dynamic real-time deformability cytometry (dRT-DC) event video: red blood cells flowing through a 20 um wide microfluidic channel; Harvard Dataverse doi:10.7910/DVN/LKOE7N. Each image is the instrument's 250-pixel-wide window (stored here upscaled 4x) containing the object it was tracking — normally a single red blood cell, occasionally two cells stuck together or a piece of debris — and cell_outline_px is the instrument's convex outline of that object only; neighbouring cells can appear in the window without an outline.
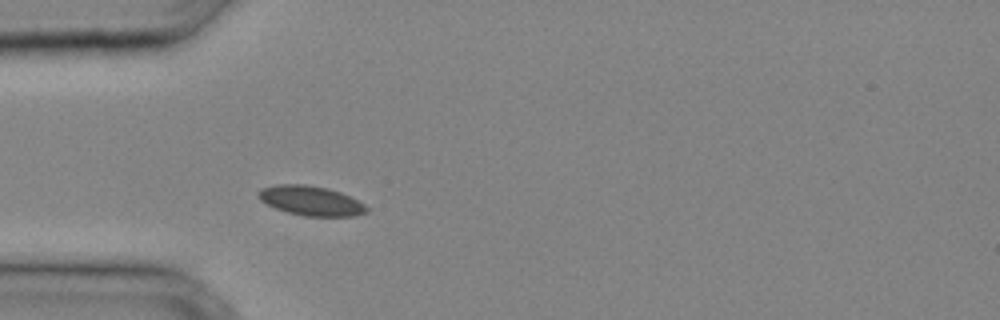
{"species": "common noctule bat (a hibernating species)", "species_latin": "Nyctalus noctula", "temperature_condition": "cold", "stored_images_in_passage": 29, "camera_frame_rate_fps": 3000, "um_per_image_px": 0.085, "animal": {"sex": "male", "body_mass_g": 20.4}, "frame": {"image": 1, "passage_image": 5, "time_ms": 1.333, "image_size_px": [1000, 320], "cell_outline_px": [[368, 212], [352, 216], [304, 216], [288, 212], [276, 208], [260, 200], [260, 188], [276, 184], [304, 184], [328, 188], [340, 192], [364, 204], [368, 208]], "centroid_in_image_um": [26.43, 17.06], "position_along_channel_um": 58.6, "area_um2": 18.44}}
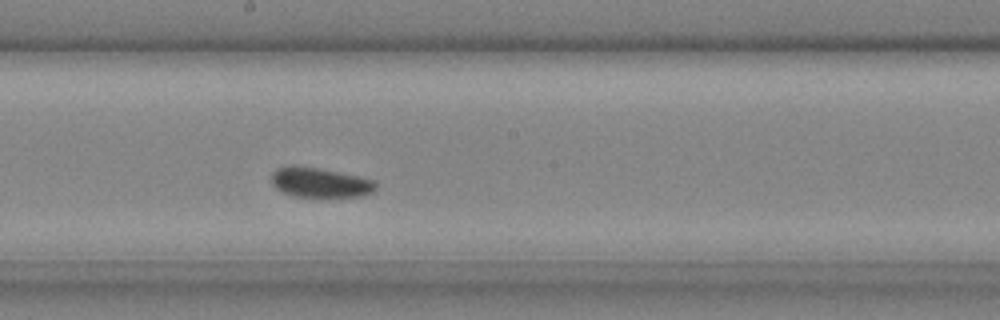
{"frame": {"image": 2, "passage_image": 14, "time_ms": 4.333, "image_size_px": [1000, 320], "cell_outline_px": [[376, 188], [372, 192], [364, 196], [292, 196], [276, 188], [272, 184], [272, 172], [276, 168], [292, 164], [296, 164], [376, 180]], "centroid_in_image_um": [27.17, 15.5], "position_along_channel_um": 221.0, "area_um2": 17.98}}
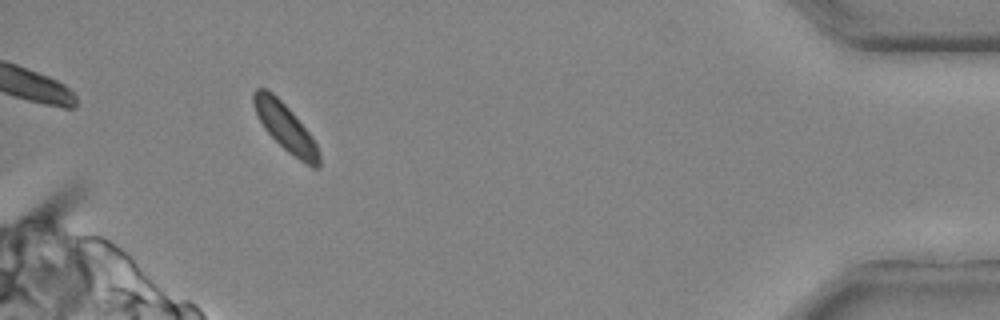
{"frame": {"image": 3, "passage_image": 27, "time_ms": 8.667, "image_size_px": [1000, 320], "cell_outline_px": [[320, 168], [312, 168], [288, 152], [264, 128], [252, 104], [252, 92], [256, 88], [268, 88], [292, 112], [312, 136], [320, 152]], "centroid_in_image_um": [24.27, 10.82], "position_along_channel_um": 410.9, "area_um2": 17.98}}